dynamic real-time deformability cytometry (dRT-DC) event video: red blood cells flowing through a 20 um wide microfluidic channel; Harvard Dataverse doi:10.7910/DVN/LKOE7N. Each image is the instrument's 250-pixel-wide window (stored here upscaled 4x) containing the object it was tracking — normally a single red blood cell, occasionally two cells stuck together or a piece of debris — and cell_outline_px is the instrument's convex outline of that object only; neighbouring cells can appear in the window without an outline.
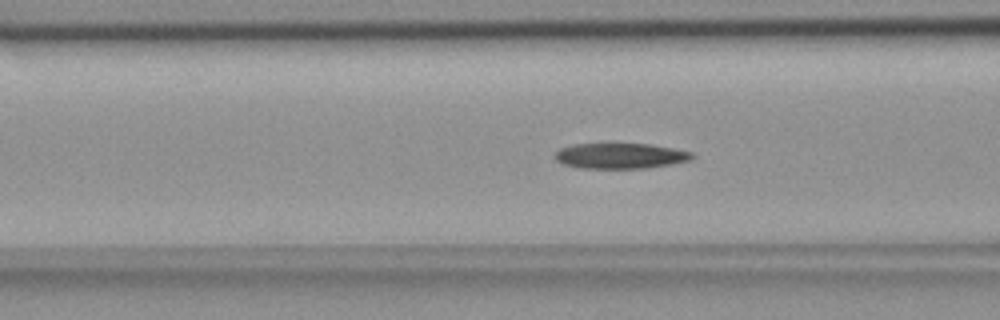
{"species": "common noctule bat (a hibernating species)", "species_latin": "Nyctalus noctula", "temperature_condition": "room temperature", "stored_images_in_passage": 54, "camera_frame_rate_fps": 3000, "um_per_image_px": 0.085, "animal": {"sex": "female", "body_mass_g": 18.4}, "frame": {"image": 1, "passage_image": 20, "time_ms": 6.333, "image_size_px": [1000, 320], "cell_outline_px": [[696, 156], [692, 160], [672, 164], [648, 168], [580, 168], [564, 164], [556, 160], [552, 156], [560, 148], [572, 144], [652, 144], [692, 152]], "centroid_in_image_um": [52.74, 13.25], "position_along_channel_um": 113.9, "area_um2": 20.52}}
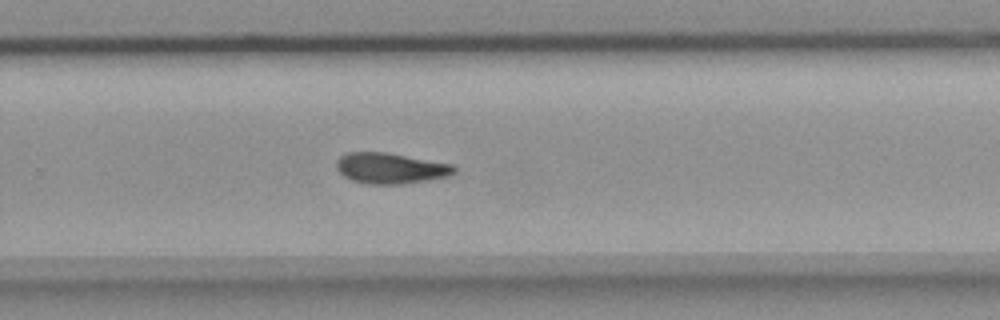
{"frame": {"image": 2, "passage_image": 35, "time_ms": 11.333, "image_size_px": [1000, 320], "cell_outline_px": [[456, 172], [448, 176], [428, 180], [400, 184], [364, 184], [352, 180], [344, 176], [336, 168], [336, 160], [344, 152], [384, 152], [452, 164], [456, 168]], "centroid_in_image_um": [33.16, 14.3], "position_along_channel_um": 296.6, "area_um2": 21.1}}
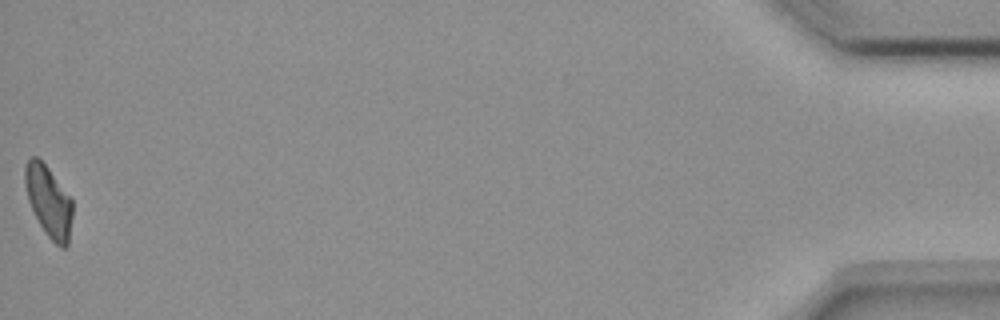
{"frame": {"image": 3, "passage_image": 54, "time_ms": 17.667, "image_size_px": [1000, 320], "cell_outline_px": [[72, 216], [68, 244], [64, 248], [60, 248], [44, 232], [28, 200], [24, 184], [24, 164], [32, 156], [36, 156], [48, 168], [72, 200]], "centroid_in_image_um": [4.12, 17.11], "position_along_channel_um": 431.1, "area_um2": 19.48}, "authors_computed_cell_mechanics": {"area_um2": 20.6635, "velocity_mm_per_s": 3.6747, "shape_relaxation_time_tau1_ms": null, "shape_relaxation_time_tau2_ms": 4.9763, "deformation_change_tau1": null, "deformation_change_tau2": 0.1175}}